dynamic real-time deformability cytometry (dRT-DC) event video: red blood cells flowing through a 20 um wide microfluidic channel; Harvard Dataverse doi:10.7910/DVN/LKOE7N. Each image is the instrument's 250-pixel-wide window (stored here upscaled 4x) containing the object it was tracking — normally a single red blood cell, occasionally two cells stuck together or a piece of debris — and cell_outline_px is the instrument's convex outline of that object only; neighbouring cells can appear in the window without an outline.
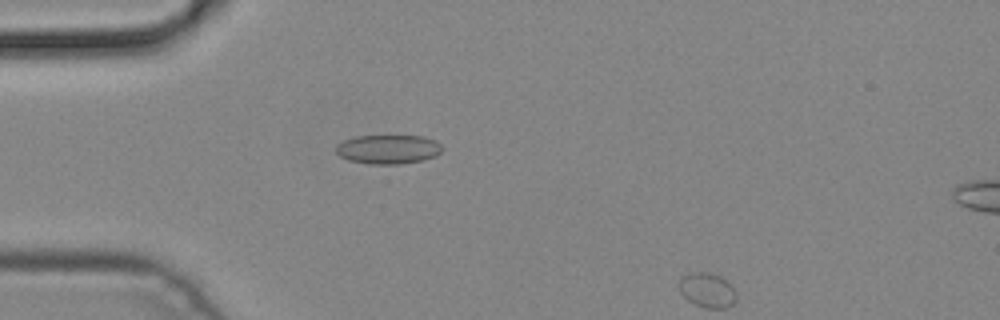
{"species": "common noctule bat (a hibernating species)", "species_latin": "Nyctalus noctula", "temperature_condition": "cold", "stored_images_in_passage": 2, "camera_frame_rate_fps": 3000, "um_per_image_px": 0.085, "animal": {"sex": "male", "body_mass_g": 19.2, "forearm_length_mm": 51.8}, "frame": {"image": 1, "passage_image": 1, "time_ms": 0.0, "image_size_px": [1000, 320], "cell_outline_px": [[444, 148], [436, 156], [424, 160], [400, 164], [368, 164], [348, 160], [340, 156], [336, 152], [336, 144], [344, 140], [356, 136], [424, 136], [436, 140]], "centroid_in_image_um": [33.01, 12.69], "position_along_channel_um": 52.0, "area_um2": 18.21}}